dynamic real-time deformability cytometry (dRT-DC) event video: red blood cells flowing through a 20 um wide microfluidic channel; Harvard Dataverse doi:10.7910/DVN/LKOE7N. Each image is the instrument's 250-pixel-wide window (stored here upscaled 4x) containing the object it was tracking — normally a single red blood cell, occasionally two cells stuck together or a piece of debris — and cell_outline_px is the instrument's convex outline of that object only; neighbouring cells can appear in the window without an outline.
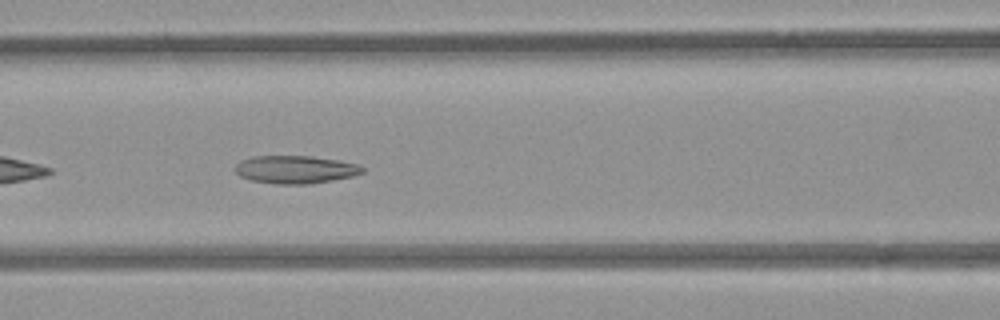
{"species": "common noctule bat (a hibernating species)", "species_latin": "Nyctalus noctula", "temperature_condition": "room temperature", "stored_images_in_passage": 38, "camera_frame_rate_fps": 3000, "um_per_image_px": 0.085, "animal": {"sex": "female", "body_mass_g": 21.9}, "frame": {"image": 1, "passage_image": 8, "time_ms": 2.333, "image_size_px": [1000, 320], "cell_outline_px": [[364, 172], [352, 176], [332, 180], [308, 184], [276, 184], [252, 180], [240, 176], [236, 172], [236, 164], [240, 160], [252, 156], [312, 156], [336, 160], [356, 164], [364, 168]], "centroid_in_image_um": [25.08, 14.4], "position_along_channel_um": 141.5, "area_um2": 20.52}}
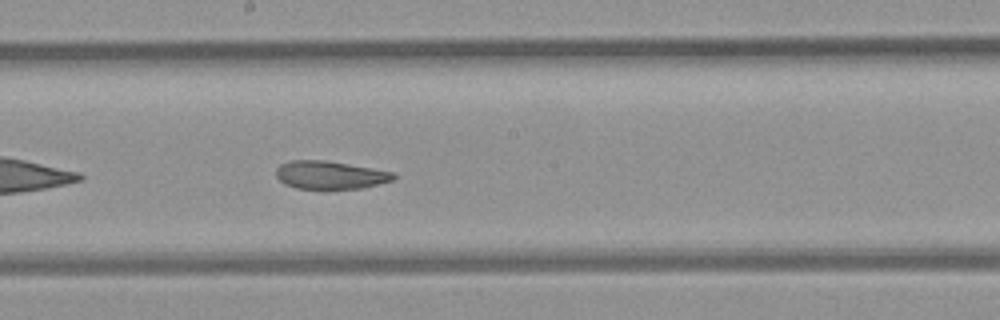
{"frame": {"image": 2, "passage_image": 14, "time_ms": 4.333, "image_size_px": [1000, 320], "cell_outline_px": [[396, 176], [392, 180], [360, 188], [296, 188], [284, 184], [276, 176], [276, 168], [280, 164], [292, 160], [324, 160], [396, 172]], "centroid_in_image_um": [28.03, 14.86], "position_along_channel_um": 220.2, "area_um2": 18.96}}
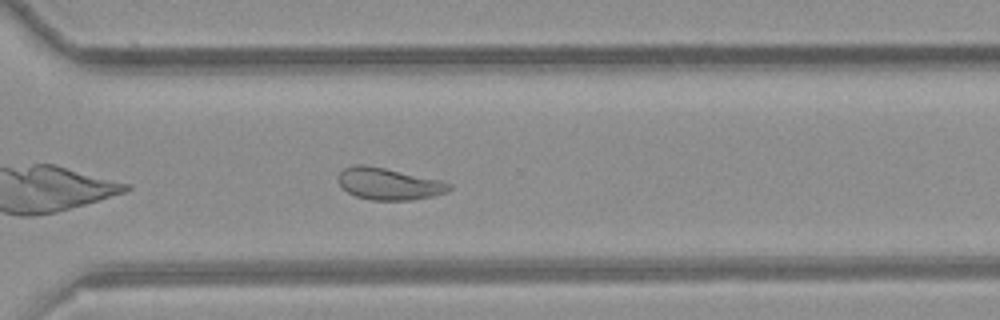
{"frame": {"image": 3, "passage_image": 23, "time_ms": 7.333, "image_size_px": [1000, 320], "cell_outline_px": [[452, 188], [448, 192], [432, 196], [412, 200], [372, 200], [356, 196], [348, 192], [336, 180], [336, 176], [344, 168], [356, 164], [364, 164], [384, 168], [440, 180], [452, 184]], "centroid_in_image_um": [33.03, 15.62], "position_along_channel_um": 337.6, "area_um2": 20.58}, "authors_computed_cell_mechanics": {"area_um2": 20.6924, "velocity_mm_per_s": 3.9279, "shape_relaxation_time_tau1_ms": null, "shape_relaxation_time_tau2_ms": 1.8833, "deformation_change_tau1": null, "deformation_change_tau2": 0.0801}}